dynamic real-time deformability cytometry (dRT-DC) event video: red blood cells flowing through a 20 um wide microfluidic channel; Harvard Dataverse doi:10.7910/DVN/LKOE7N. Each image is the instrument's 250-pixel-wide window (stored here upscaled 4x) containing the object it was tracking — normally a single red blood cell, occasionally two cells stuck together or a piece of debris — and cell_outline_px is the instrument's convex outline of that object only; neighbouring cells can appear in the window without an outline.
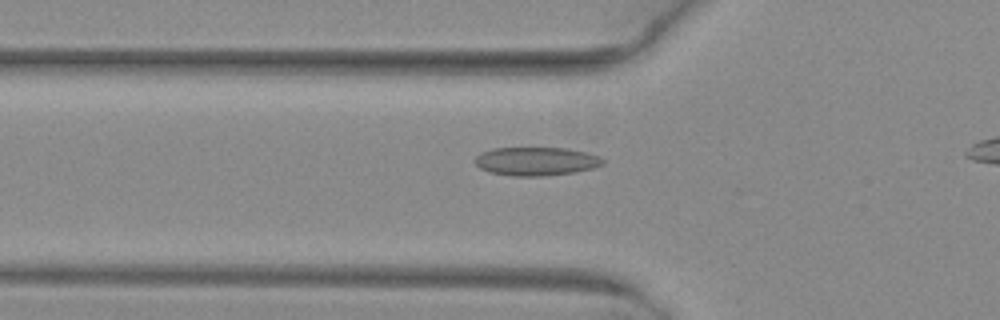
{"species": "common noctule bat (a hibernating species)", "species_latin": "Nyctalus noctula", "temperature_condition": "warm", "stored_images_in_passage": 32, "camera_frame_rate_fps": 3000, "um_per_image_px": 0.085, "animal": {"sex": "female", "body_mass_g": 29.2, "forearm_length_mm": 56.3}, "frame": {"image": 1, "passage_image": 6, "time_ms": 1.667, "image_size_px": [1000, 320], "cell_outline_px": [[604, 164], [596, 168], [576, 172], [544, 176], [512, 176], [488, 172], [480, 168], [476, 164], [476, 156], [492, 148], [564, 148], [588, 152], [600, 156], [604, 160]], "centroid_in_image_um": [45.63, 13.72], "position_along_channel_um": 80.2, "area_um2": 21.39}}
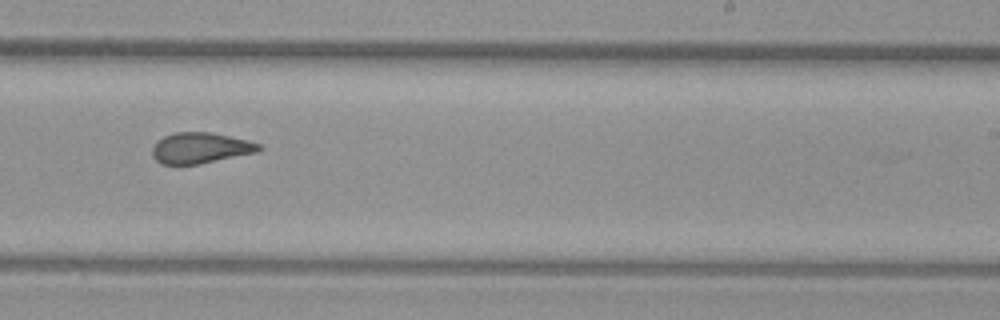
{"frame": {"image": 2, "passage_image": 20, "time_ms": 6.333, "image_size_px": [1000, 320], "cell_outline_px": [[260, 148], [256, 152], [200, 164], [160, 164], [152, 156], [152, 148], [156, 140], [172, 132], [212, 132], [248, 140], [260, 144]], "centroid_in_image_um": [16.98, 12.57], "position_along_channel_um": 272.0, "area_um2": 19.19}}
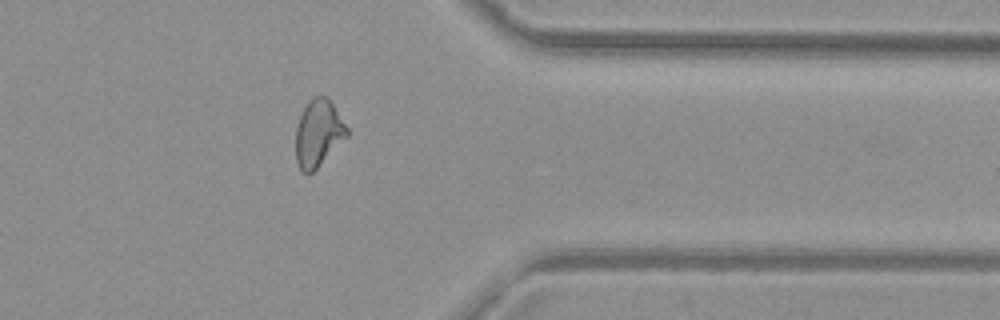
{"frame": {"image": 3, "passage_image": 29, "time_ms": 9.333, "image_size_px": [1000, 320], "cell_outline_px": [[348, 136], [308, 176], [300, 168], [296, 160], [296, 128], [300, 116], [308, 100], [312, 96], [324, 96], [332, 100], [348, 128]], "centroid_in_image_um": [27.07, 11.29], "position_along_channel_um": 384.3, "area_um2": 20.0}}